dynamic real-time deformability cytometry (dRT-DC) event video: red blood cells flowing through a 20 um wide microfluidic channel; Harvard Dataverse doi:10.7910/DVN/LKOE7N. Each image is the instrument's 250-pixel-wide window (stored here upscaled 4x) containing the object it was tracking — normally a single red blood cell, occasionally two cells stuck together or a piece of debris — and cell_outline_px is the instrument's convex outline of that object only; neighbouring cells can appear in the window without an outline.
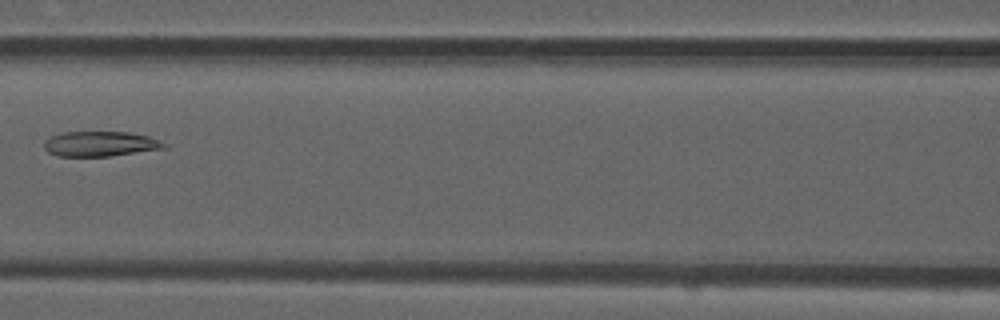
{"species": "common noctule bat (a hibernating species)", "species_latin": "Nyctalus noctula", "temperature_condition": "room temperature", "stored_images_in_passage": 4, "camera_frame_rate_fps": 3000, "um_per_image_px": 0.085, "animal": {"sex": "male", "forearm_length_mm": 52.5}, "frame": {"image": 1, "passage_image": 3, "time_ms": 0.667, "image_size_px": [1000, 320], "cell_outline_px": [[168, 148], [112, 156], [56, 156], [48, 152], [44, 148], [44, 140], [52, 136], [64, 132], [128, 132], [148, 136], [160, 140], [168, 144]], "centroid_in_image_um": [8.56, 12.23], "position_along_channel_um": 158.0, "area_um2": 17.69}}
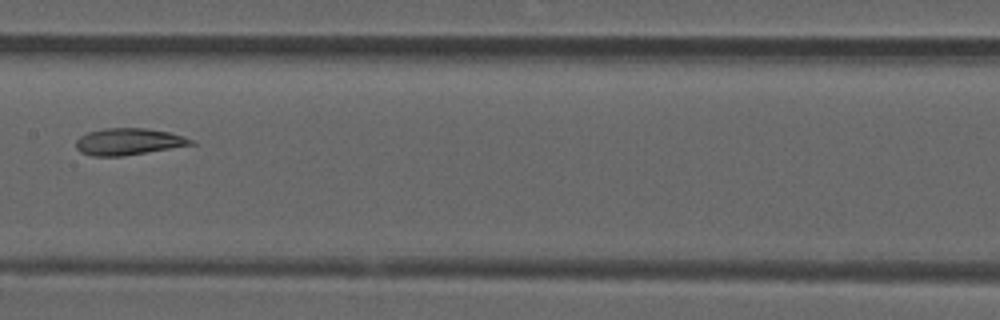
{"frame": {"image": 2, "passage_image": 4, "time_ms": 1.0, "image_size_px": [1000, 320], "cell_outline_px": [[196, 144], [124, 156], [92, 156], [80, 152], [76, 148], [76, 140], [80, 136], [88, 132], [104, 128], [144, 128], [168, 132], [184, 136], [192, 140]], "centroid_in_image_um": [10.9, 12.04], "position_along_channel_um": 196.5, "area_um2": 17.92}}